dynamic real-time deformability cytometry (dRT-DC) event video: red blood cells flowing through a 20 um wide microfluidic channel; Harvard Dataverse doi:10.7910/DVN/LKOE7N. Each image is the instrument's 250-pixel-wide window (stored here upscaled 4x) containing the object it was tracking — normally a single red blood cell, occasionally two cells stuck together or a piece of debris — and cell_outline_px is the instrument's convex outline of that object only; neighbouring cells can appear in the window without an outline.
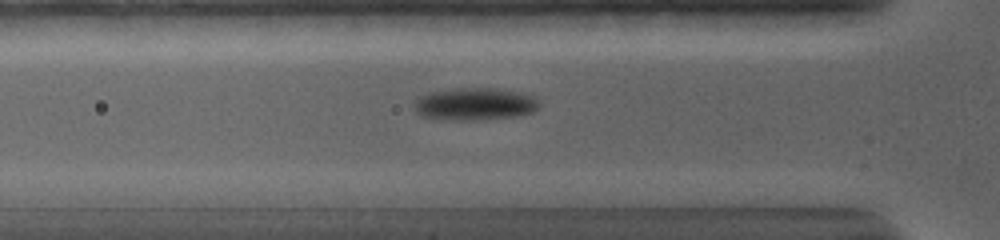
{"species": "common noctule bat (a hibernating species)", "species_latin": "Nyctalus noctula", "temperature_condition": "warm", "stored_images_in_passage": 43, "camera_frame_rate_fps": 5000, "um_per_image_px": 0.085, "animal": {"sex": "female", "body_mass_g": 19.0, "forearm_length_mm": 56.7}, "frame": {"image": 1, "passage_image": 8, "time_ms": 4.0, "image_size_px": [1000, 240], "cell_outline_px": [[540, 108], [532, 112], [520, 116], [476, 120], [456, 120], [424, 116], [416, 112], [412, 104], [420, 96], [444, 88], [496, 88], [524, 92], [536, 96], [540, 100]], "centroid_in_image_um": [40.44, 8.82], "position_along_channel_um": 85.4, "area_um2": 24.1}}
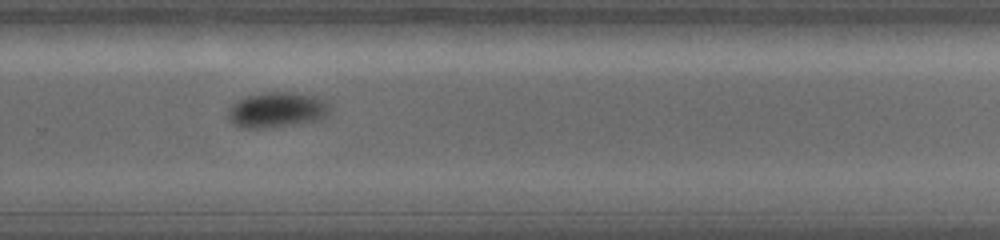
{"frame": {"image": 2, "passage_image": 18, "time_ms": 10.0, "image_size_px": [1000, 240], "cell_outline_px": [[328, 112], [324, 116], [316, 120], [292, 124], [260, 128], [244, 128], [232, 124], [228, 120], [228, 108], [232, 104], [248, 96], [264, 92], [292, 92], [320, 96], [328, 104]], "centroid_in_image_um": [23.5, 9.32], "position_along_channel_um": 306.3, "area_um2": 20.75}}
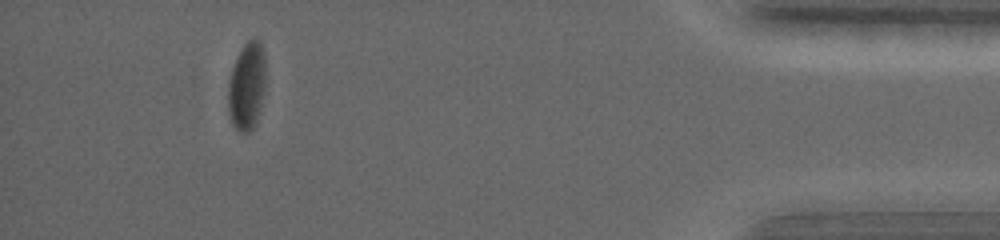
{"frame": {"image": 3, "passage_image": 34, "time_ms": 14.8, "image_size_px": [1000, 240], "cell_outline_px": [[264, 88], [256, 120], [252, 128], [248, 132], [240, 132], [232, 124], [228, 108], [228, 84], [232, 68], [244, 44], [248, 40], [256, 36], [260, 40], [264, 52]], "centroid_in_image_um": [20.97, 7.28], "position_along_channel_um": 414.2, "area_um2": 18.84}, "authors_computed_cell_mechanics": {"area_um2": 20.519, "velocity_mm_per_s": 3.6993, "shape_relaxation_time_tau1_ms": 4.6216, "shape_relaxation_time_tau2_ms": null, "deformation_change_tau1": 0.1455, "deformation_change_tau2": null}}